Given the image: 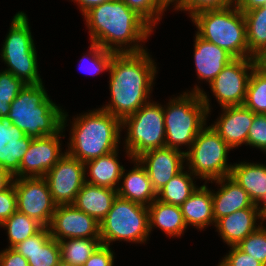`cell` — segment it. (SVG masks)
<instances>
[{"mask_svg": "<svg viewBox=\"0 0 266 266\" xmlns=\"http://www.w3.org/2000/svg\"><path fill=\"white\" fill-rule=\"evenodd\" d=\"M191 18L200 38L223 48L234 58H249L244 14L235 5L199 11Z\"/></svg>", "mask_w": 266, "mask_h": 266, "instance_id": "6", "label": "cell"}, {"mask_svg": "<svg viewBox=\"0 0 266 266\" xmlns=\"http://www.w3.org/2000/svg\"><path fill=\"white\" fill-rule=\"evenodd\" d=\"M27 259L29 266H58L61 261L60 246L50 235L49 227L12 247Z\"/></svg>", "mask_w": 266, "mask_h": 266, "instance_id": "18", "label": "cell"}, {"mask_svg": "<svg viewBox=\"0 0 266 266\" xmlns=\"http://www.w3.org/2000/svg\"><path fill=\"white\" fill-rule=\"evenodd\" d=\"M146 50L115 53L109 72L111 102L101 109L121 121L148 103L156 66Z\"/></svg>", "mask_w": 266, "mask_h": 266, "instance_id": "1", "label": "cell"}, {"mask_svg": "<svg viewBox=\"0 0 266 266\" xmlns=\"http://www.w3.org/2000/svg\"><path fill=\"white\" fill-rule=\"evenodd\" d=\"M230 177L249 195L252 202L259 206L266 203V165L240 162L233 165Z\"/></svg>", "mask_w": 266, "mask_h": 266, "instance_id": "24", "label": "cell"}, {"mask_svg": "<svg viewBox=\"0 0 266 266\" xmlns=\"http://www.w3.org/2000/svg\"><path fill=\"white\" fill-rule=\"evenodd\" d=\"M194 43V60L198 78L209 84L235 58L223 48L210 43L197 34Z\"/></svg>", "mask_w": 266, "mask_h": 266, "instance_id": "20", "label": "cell"}, {"mask_svg": "<svg viewBox=\"0 0 266 266\" xmlns=\"http://www.w3.org/2000/svg\"><path fill=\"white\" fill-rule=\"evenodd\" d=\"M249 58L257 59L266 51V5L243 12Z\"/></svg>", "mask_w": 266, "mask_h": 266, "instance_id": "29", "label": "cell"}, {"mask_svg": "<svg viewBox=\"0 0 266 266\" xmlns=\"http://www.w3.org/2000/svg\"><path fill=\"white\" fill-rule=\"evenodd\" d=\"M257 65L266 72V51L257 58Z\"/></svg>", "mask_w": 266, "mask_h": 266, "instance_id": "48", "label": "cell"}, {"mask_svg": "<svg viewBox=\"0 0 266 266\" xmlns=\"http://www.w3.org/2000/svg\"><path fill=\"white\" fill-rule=\"evenodd\" d=\"M186 225L199 230L215 223L211 190L205 184L197 188L180 206Z\"/></svg>", "mask_w": 266, "mask_h": 266, "instance_id": "25", "label": "cell"}, {"mask_svg": "<svg viewBox=\"0 0 266 266\" xmlns=\"http://www.w3.org/2000/svg\"><path fill=\"white\" fill-rule=\"evenodd\" d=\"M49 230L58 242L66 238L100 239V223L73 204L56 206Z\"/></svg>", "mask_w": 266, "mask_h": 266, "instance_id": "14", "label": "cell"}, {"mask_svg": "<svg viewBox=\"0 0 266 266\" xmlns=\"http://www.w3.org/2000/svg\"><path fill=\"white\" fill-rule=\"evenodd\" d=\"M223 112L211 127L233 149L247 145V136L255 113L244 105L223 107Z\"/></svg>", "mask_w": 266, "mask_h": 266, "instance_id": "17", "label": "cell"}, {"mask_svg": "<svg viewBox=\"0 0 266 266\" xmlns=\"http://www.w3.org/2000/svg\"><path fill=\"white\" fill-rule=\"evenodd\" d=\"M136 159L146 169L152 186L157 193L184 169L185 151L162 147L146 151Z\"/></svg>", "mask_w": 266, "mask_h": 266, "instance_id": "15", "label": "cell"}, {"mask_svg": "<svg viewBox=\"0 0 266 266\" xmlns=\"http://www.w3.org/2000/svg\"><path fill=\"white\" fill-rule=\"evenodd\" d=\"M259 218L261 219V207H249L218 219L214 225L223 241L228 246H234L261 226H256Z\"/></svg>", "mask_w": 266, "mask_h": 266, "instance_id": "19", "label": "cell"}, {"mask_svg": "<svg viewBox=\"0 0 266 266\" xmlns=\"http://www.w3.org/2000/svg\"><path fill=\"white\" fill-rule=\"evenodd\" d=\"M231 149L211 126H205L185 151L188 170L194 177L199 176L211 183L230 176L233 165L227 164V155Z\"/></svg>", "mask_w": 266, "mask_h": 266, "instance_id": "8", "label": "cell"}, {"mask_svg": "<svg viewBox=\"0 0 266 266\" xmlns=\"http://www.w3.org/2000/svg\"><path fill=\"white\" fill-rule=\"evenodd\" d=\"M14 181V176L6 169L0 166V191L8 189Z\"/></svg>", "mask_w": 266, "mask_h": 266, "instance_id": "46", "label": "cell"}, {"mask_svg": "<svg viewBox=\"0 0 266 266\" xmlns=\"http://www.w3.org/2000/svg\"><path fill=\"white\" fill-rule=\"evenodd\" d=\"M74 1L80 5L79 6L80 10L82 12V15H84L91 8L113 0H74Z\"/></svg>", "mask_w": 266, "mask_h": 266, "instance_id": "47", "label": "cell"}, {"mask_svg": "<svg viewBox=\"0 0 266 266\" xmlns=\"http://www.w3.org/2000/svg\"><path fill=\"white\" fill-rule=\"evenodd\" d=\"M32 38L28 17L24 12L19 11L12 19L1 55L36 53L37 51Z\"/></svg>", "mask_w": 266, "mask_h": 266, "instance_id": "28", "label": "cell"}, {"mask_svg": "<svg viewBox=\"0 0 266 266\" xmlns=\"http://www.w3.org/2000/svg\"><path fill=\"white\" fill-rule=\"evenodd\" d=\"M63 113L43 84H26L10 104L8 118L26 136L37 138L57 134L62 129Z\"/></svg>", "mask_w": 266, "mask_h": 266, "instance_id": "4", "label": "cell"}, {"mask_svg": "<svg viewBox=\"0 0 266 266\" xmlns=\"http://www.w3.org/2000/svg\"><path fill=\"white\" fill-rule=\"evenodd\" d=\"M243 105L255 114H266V72L258 65L251 73Z\"/></svg>", "mask_w": 266, "mask_h": 266, "instance_id": "34", "label": "cell"}, {"mask_svg": "<svg viewBox=\"0 0 266 266\" xmlns=\"http://www.w3.org/2000/svg\"><path fill=\"white\" fill-rule=\"evenodd\" d=\"M114 252L109 246L100 245L83 266H113Z\"/></svg>", "mask_w": 266, "mask_h": 266, "instance_id": "43", "label": "cell"}, {"mask_svg": "<svg viewBox=\"0 0 266 266\" xmlns=\"http://www.w3.org/2000/svg\"><path fill=\"white\" fill-rule=\"evenodd\" d=\"M83 16L91 42L115 53L144 51L138 42L146 40L153 32V27L122 0L95 6Z\"/></svg>", "mask_w": 266, "mask_h": 266, "instance_id": "2", "label": "cell"}, {"mask_svg": "<svg viewBox=\"0 0 266 266\" xmlns=\"http://www.w3.org/2000/svg\"><path fill=\"white\" fill-rule=\"evenodd\" d=\"M193 174L183 169L176 174L161 190L157 192V200L181 206L198 188L193 183Z\"/></svg>", "mask_w": 266, "mask_h": 266, "instance_id": "30", "label": "cell"}, {"mask_svg": "<svg viewBox=\"0 0 266 266\" xmlns=\"http://www.w3.org/2000/svg\"><path fill=\"white\" fill-rule=\"evenodd\" d=\"M175 9L190 12V17L206 9H221L235 5V0H172Z\"/></svg>", "mask_w": 266, "mask_h": 266, "instance_id": "38", "label": "cell"}, {"mask_svg": "<svg viewBox=\"0 0 266 266\" xmlns=\"http://www.w3.org/2000/svg\"><path fill=\"white\" fill-rule=\"evenodd\" d=\"M17 211L49 227L56 204L44 177L14 178Z\"/></svg>", "mask_w": 266, "mask_h": 266, "instance_id": "10", "label": "cell"}, {"mask_svg": "<svg viewBox=\"0 0 266 266\" xmlns=\"http://www.w3.org/2000/svg\"><path fill=\"white\" fill-rule=\"evenodd\" d=\"M85 164L67 153L44 176L56 205L73 204L85 183Z\"/></svg>", "mask_w": 266, "mask_h": 266, "instance_id": "12", "label": "cell"}, {"mask_svg": "<svg viewBox=\"0 0 266 266\" xmlns=\"http://www.w3.org/2000/svg\"><path fill=\"white\" fill-rule=\"evenodd\" d=\"M132 161L136 166L126 175L123 169L121 179L123 177L124 179L122 186L117 189V194L123 199L148 207L156 199L157 193L143 165L137 159H132Z\"/></svg>", "mask_w": 266, "mask_h": 266, "instance_id": "22", "label": "cell"}, {"mask_svg": "<svg viewBox=\"0 0 266 266\" xmlns=\"http://www.w3.org/2000/svg\"><path fill=\"white\" fill-rule=\"evenodd\" d=\"M58 266H77V265H73V264H70V263H67L61 260Z\"/></svg>", "mask_w": 266, "mask_h": 266, "instance_id": "50", "label": "cell"}, {"mask_svg": "<svg viewBox=\"0 0 266 266\" xmlns=\"http://www.w3.org/2000/svg\"><path fill=\"white\" fill-rule=\"evenodd\" d=\"M0 266H29L28 261L13 248L0 252Z\"/></svg>", "mask_w": 266, "mask_h": 266, "instance_id": "44", "label": "cell"}, {"mask_svg": "<svg viewBox=\"0 0 266 266\" xmlns=\"http://www.w3.org/2000/svg\"><path fill=\"white\" fill-rule=\"evenodd\" d=\"M261 226L253 233L249 234L237 246L253 258L266 266V228Z\"/></svg>", "mask_w": 266, "mask_h": 266, "instance_id": "37", "label": "cell"}, {"mask_svg": "<svg viewBox=\"0 0 266 266\" xmlns=\"http://www.w3.org/2000/svg\"><path fill=\"white\" fill-rule=\"evenodd\" d=\"M58 243L61 260L77 266H83L86 260L101 245L100 239L91 238L63 239Z\"/></svg>", "mask_w": 266, "mask_h": 266, "instance_id": "32", "label": "cell"}, {"mask_svg": "<svg viewBox=\"0 0 266 266\" xmlns=\"http://www.w3.org/2000/svg\"><path fill=\"white\" fill-rule=\"evenodd\" d=\"M192 92H184L163 107L165 121V147L180 150L179 146L190 148L195 137L206 125L210 112L207 94L194 86ZM207 116V117H206Z\"/></svg>", "mask_w": 266, "mask_h": 266, "instance_id": "5", "label": "cell"}, {"mask_svg": "<svg viewBox=\"0 0 266 266\" xmlns=\"http://www.w3.org/2000/svg\"><path fill=\"white\" fill-rule=\"evenodd\" d=\"M220 185V189L214 193L211 191L213 200V216L215 222L240 209L249 207H261L255 205L248 193L236 183L230 176L214 180Z\"/></svg>", "mask_w": 266, "mask_h": 266, "instance_id": "21", "label": "cell"}, {"mask_svg": "<svg viewBox=\"0 0 266 266\" xmlns=\"http://www.w3.org/2000/svg\"><path fill=\"white\" fill-rule=\"evenodd\" d=\"M266 0H235V6L242 12L265 6Z\"/></svg>", "mask_w": 266, "mask_h": 266, "instance_id": "45", "label": "cell"}, {"mask_svg": "<svg viewBox=\"0 0 266 266\" xmlns=\"http://www.w3.org/2000/svg\"><path fill=\"white\" fill-rule=\"evenodd\" d=\"M32 139L26 136L8 117H1L0 166L15 176L19 172L20 162Z\"/></svg>", "mask_w": 266, "mask_h": 266, "instance_id": "16", "label": "cell"}, {"mask_svg": "<svg viewBox=\"0 0 266 266\" xmlns=\"http://www.w3.org/2000/svg\"><path fill=\"white\" fill-rule=\"evenodd\" d=\"M67 114L63 113L62 129L55 135L33 138L20 162L19 172L14 178L44 177L55 164L66 154L61 153V133L66 127Z\"/></svg>", "mask_w": 266, "mask_h": 266, "instance_id": "13", "label": "cell"}, {"mask_svg": "<svg viewBox=\"0 0 266 266\" xmlns=\"http://www.w3.org/2000/svg\"><path fill=\"white\" fill-rule=\"evenodd\" d=\"M228 255L221 260L218 266H264L250 254L242 251L237 245L230 246Z\"/></svg>", "mask_w": 266, "mask_h": 266, "instance_id": "41", "label": "cell"}, {"mask_svg": "<svg viewBox=\"0 0 266 266\" xmlns=\"http://www.w3.org/2000/svg\"><path fill=\"white\" fill-rule=\"evenodd\" d=\"M149 233L148 207L119 196L100 222V241L106 246L116 240L144 243Z\"/></svg>", "mask_w": 266, "mask_h": 266, "instance_id": "7", "label": "cell"}, {"mask_svg": "<svg viewBox=\"0 0 266 266\" xmlns=\"http://www.w3.org/2000/svg\"><path fill=\"white\" fill-rule=\"evenodd\" d=\"M25 83L10 72H0V118L8 117L10 104L25 87Z\"/></svg>", "mask_w": 266, "mask_h": 266, "instance_id": "35", "label": "cell"}, {"mask_svg": "<svg viewBox=\"0 0 266 266\" xmlns=\"http://www.w3.org/2000/svg\"><path fill=\"white\" fill-rule=\"evenodd\" d=\"M261 219L262 222L266 220V203L261 206Z\"/></svg>", "mask_w": 266, "mask_h": 266, "instance_id": "49", "label": "cell"}, {"mask_svg": "<svg viewBox=\"0 0 266 266\" xmlns=\"http://www.w3.org/2000/svg\"><path fill=\"white\" fill-rule=\"evenodd\" d=\"M247 145L266 151V114H255L247 136Z\"/></svg>", "mask_w": 266, "mask_h": 266, "instance_id": "40", "label": "cell"}, {"mask_svg": "<svg viewBox=\"0 0 266 266\" xmlns=\"http://www.w3.org/2000/svg\"><path fill=\"white\" fill-rule=\"evenodd\" d=\"M130 9L135 10L153 28L161 19L162 13L172 4V0H122Z\"/></svg>", "mask_w": 266, "mask_h": 266, "instance_id": "36", "label": "cell"}, {"mask_svg": "<svg viewBox=\"0 0 266 266\" xmlns=\"http://www.w3.org/2000/svg\"><path fill=\"white\" fill-rule=\"evenodd\" d=\"M121 127L128 128L125 139L126 154L136 159L142 153L165 147V121L161 104L148 102L134 114L121 121Z\"/></svg>", "mask_w": 266, "mask_h": 266, "instance_id": "9", "label": "cell"}, {"mask_svg": "<svg viewBox=\"0 0 266 266\" xmlns=\"http://www.w3.org/2000/svg\"><path fill=\"white\" fill-rule=\"evenodd\" d=\"M149 231L158 227L170 237L181 236L187 225L184 221L180 206L167 204L155 199L149 206Z\"/></svg>", "mask_w": 266, "mask_h": 266, "instance_id": "27", "label": "cell"}, {"mask_svg": "<svg viewBox=\"0 0 266 266\" xmlns=\"http://www.w3.org/2000/svg\"><path fill=\"white\" fill-rule=\"evenodd\" d=\"M117 196V190L85 182L73 205L100 223L112 208Z\"/></svg>", "mask_w": 266, "mask_h": 266, "instance_id": "23", "label": "cell"}, {"mask_svg": "<svg viewBox=\"0 0 266 266\" xmlns=\"http://www.w3.org/2000/svg\"><path fill=\"white\" fill-rule=\"evenodd\" d=\"M256 65L255 58H235L209 84L222 108L244 104L248 82Z\"/></svg>", "mask_w": 266, "mask_h": 266, "instance_id": "11", "label": "cell"}, {"mask_svg": "<svg viewBox=\"0 0 266 266\" xmlns=\"http://www.w3.org/2000/svg\"><path fill=\"white\" fill-rule=\"evenodd\" d=\"M17 211L16 191L14 184L0 191V225Z\"/></svg>", "mask_w": 266, "mask_h": 266, "instance_id": "42", "label": "cell"}, {"mask_svg": "<svg viewBox=\"0 0 266 266\" xmlns=\"http://www.w3.org/2000/svg\"><path fill=\"white\" fill-rule=\"evenodd\" d=\"M90 53L88 55L90 56V64L92 65V70L91 68L89 69L90 71L88 72L89 74H99L102 71H108L110 68V64L112 61V58L114 56V52L103 49L100 47L98 44L92 43L90 46ZM86 58L84 57L80 60L83 61Z\"/></svg>", "mask_w": 266, "mask_h": 266, "instance_id": "39", "label": "cell"}, {"mask_svg": "<svg viewBox=\"0 0 266 266\" xmlns=\"http://www.w3.org/2000/svg\"><path fill=\"white\" fill-rule=\"evenodd\" d=\"M0 226L7 229L10 243V246L8 247L10 248L15 246L17 243L35 235L43 228V226L35 219L30 218L29 216L18 211L13 213Z\"/></svg>", "mask_w": 266, "mask_h": 266, "instance_id": "33", "label": "cell"}, {"mask_svg": "<svg viewBox=\"0 0 266 266\" xmlns=\"http://www.w3.org/2000/svg\"><path fill=\"white\" fill-rule=\"evenodd\" d=\"M10 72L25 84H43L38 73L37 53L1 55Z\"/></svg>", "mask_w": 266, "mask_h": 266, "instance_id": "31", "label": "cell"}, {"mask_svg": "<svg viewBox=\"0 0 266 266\" xmlns=\"http://www.w3.org/2000/svg\"><path fill=\"white\" fill-rule=\"evenodd\" d=\"M66 153L82 163L118 150L121 120L101 108L74 118Z\"/></svg>", "mask_w": 266, "mask_h": 266, "instance_id": "3", "label": "cell"}, {"mask_svg": "<svg viewBox=\"0 0 266 266\" xmlns=\"http://www.w3.org/2000/svg\"><path fill=\"white\" fill-rule=\"evenodd\" d=\"M118 153V150H116L96 159L87 161L85 163V170H89L88 174L90 175V179L85 177V182L117 190V183L119 184V181H121L124 169V167L118 162Z\"/></svg>", "mask_w": 266, "mask_h": 266, "instance_id": "26", "label": "cell"}]
</instances>
